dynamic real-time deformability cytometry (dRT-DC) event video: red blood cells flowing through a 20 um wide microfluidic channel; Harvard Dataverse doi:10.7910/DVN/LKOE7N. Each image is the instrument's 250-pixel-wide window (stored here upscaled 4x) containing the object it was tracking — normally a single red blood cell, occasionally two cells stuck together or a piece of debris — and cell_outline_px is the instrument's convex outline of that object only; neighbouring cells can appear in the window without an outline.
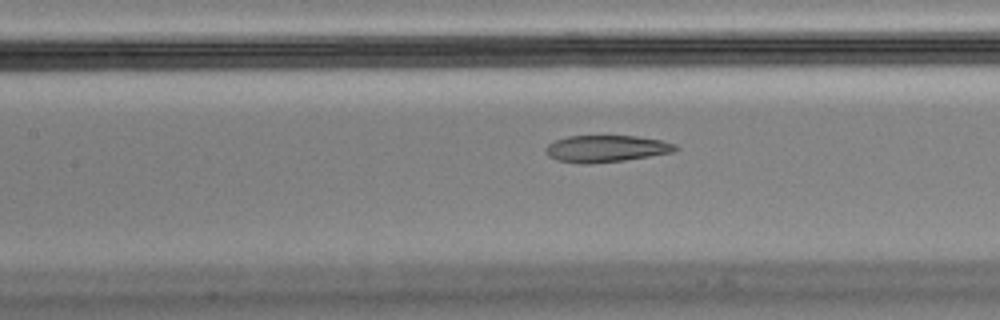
{"species": "Egyptian fruit bat (a non-hibernating species)", "species_latin": "Rousettus aegyptiacus", "temperature_condition": "cold", "stored_images_in_passage": 38, "camera_frame_rate_fps": 3000, "um_per_image_px": 0.085, "animal": {"sex": "male"}, "frame": {"image": 1, "passage_image": 12, "time_ms": 3.667, "image_size_px": [1000, 320], "cell_outline_px": [[680, 148], [672, 152], [624, 160], [588, 164], [584, 164], [560, 160], [548, 156], [544, 148], [548, 144], [556, 140], [568, 136], [636, 136], [660, 140], [676, 144]], "centroid_in_image_um": [51.52, 12.63], "position_along_channel_um": 155.9, "area_um2": 20.06}}
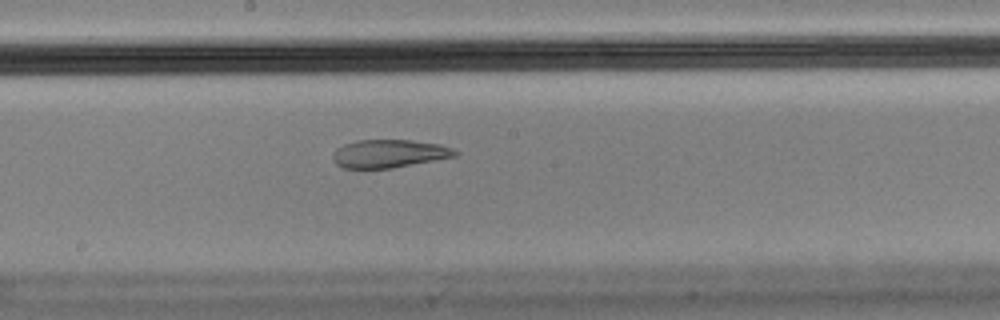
{"frame": {"image": 2, "passage_image": 17, "time_ms": 5.333, "image_size_px": [1000, 320], "cell_outline_px": [[460, 152], [456, 156], [392, 168], [344, 168], [336, 164], [332, 156], [336, 148], [344, 144], [356, 140], [412, 140], [440, 144], [452, 148]], "centroid_in_image_um": [33.08, 13.05], "position_along_channel_um": 215.1, "area_um2": 20.0}, "authors_computed_cell_mechanics": {"area_um2": 22.0507, "velocity_mm_per_s": 3.566, "shape_relaxation_time_tau1_ms": null, "shape_relaxation_time_tau2_ms": 2.8504, "deformation_change_tau1": null, "deformation_change_tau2": 0.0779}}